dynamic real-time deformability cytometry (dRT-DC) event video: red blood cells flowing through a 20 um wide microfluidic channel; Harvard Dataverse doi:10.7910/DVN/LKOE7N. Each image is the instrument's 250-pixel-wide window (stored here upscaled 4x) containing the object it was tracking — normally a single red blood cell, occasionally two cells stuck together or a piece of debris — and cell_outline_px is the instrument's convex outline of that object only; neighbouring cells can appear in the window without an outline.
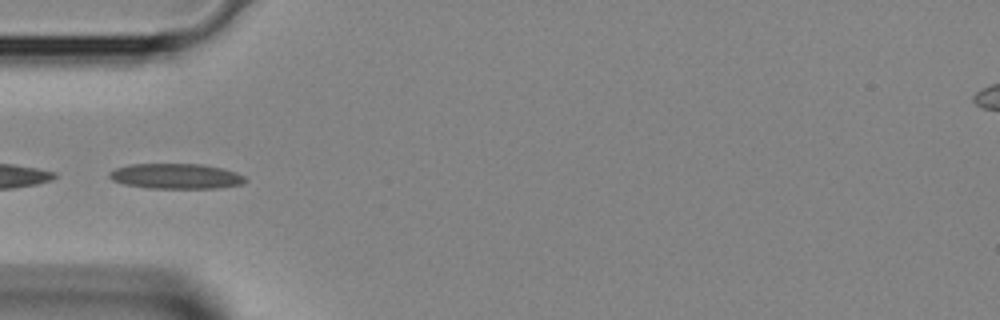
{"species": "Egyptian fruit bat (a non-hibernating species)", "species_latin": "Rousettus aegyptiacus", "temperature_condition": "room temperature", "stored_images_in_passage": 5, "segment_of_instrument_passage": [2, 2], "camera_frame_rate_fps": 3000, "um_per_image_px": 0.085, "animal": {"sex": "female"}, "frame": {"image": 1, "passage_image": 4, "time_ms": 1.0, "image_size_px": [1000, 320], "cell_outline_px": [[248, 180], [240, 184], [216, 188], [148, 188], [124, 184], [112, 180], [108, 176], [108, 172], [116, 168], [128, 164], [200, 164], [224, 168], [236, 172], [244, 176]], "centroid_in_image_um": [14.94, 14.97], "position_along_channel_um": 70.1, "area_um2": 20.06}}
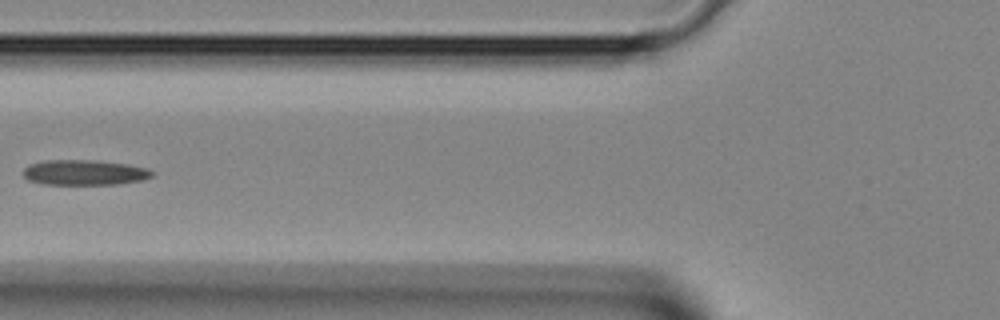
{"frame": {"image": 2, "passage_image": 5, "time_ms": 1.333, "image_size_px": [1000, 320], "cell_outline_px": [[152, 176], [140, 180], [116, 184], [44, 184], [28, 180], [24, 176], [24, 168], [28, 164], [44, 160], [96, 160], [128, 164], [148, 168], [152, 172]], "centroid_in_image_um": [7.14, 14.65], "position_along_channel_um": 118.7, "area_um2": 18.9}}